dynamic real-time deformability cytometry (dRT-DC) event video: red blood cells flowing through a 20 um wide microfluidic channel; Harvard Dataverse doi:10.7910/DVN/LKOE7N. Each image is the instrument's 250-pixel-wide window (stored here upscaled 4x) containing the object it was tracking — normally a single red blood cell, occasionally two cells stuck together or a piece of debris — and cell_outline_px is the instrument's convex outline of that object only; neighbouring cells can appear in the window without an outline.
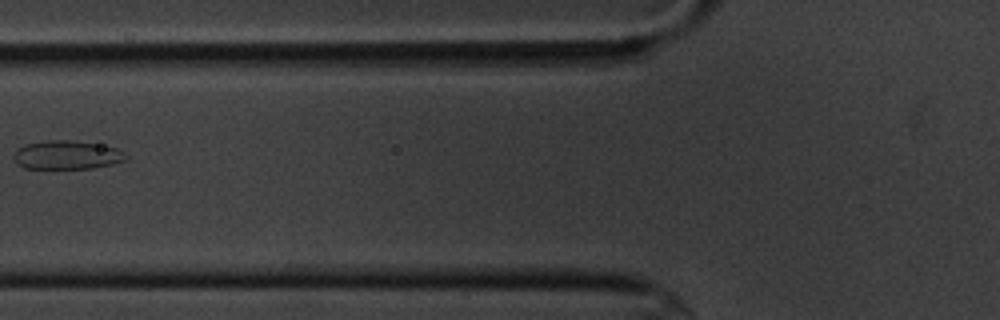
{"species": "common noctule bat (a hibernating species)", "species_latin": "Nyctalus noctula", "temperature_condition": "cold", "stored_images_in_passage": 2, "camera_frame_rate_fps": 3000, "um_per_image_px": 0.085, "animal": {"sex": "male", "body_mass_g": 20.1, "forearm_length_mm": 53.5}, "frame": {"image": 1, "passage_image": 2, "time_ms": 1.333, "image_size_px": [1000, 320], "cell_outline_px": [[128, 160], [112, 164], [92, 168], [24, 168], [16, 164], [12, 160], [12, 156], [16, 148], [24, 144], [44, 140], [68, 140], [100, 144], [116, 148], [124, 152], [128, 156]], "centroid_in_image_um": [5.64, 13.17], "position_along_channel_um": 120.2, "area_um2": 19.07}}